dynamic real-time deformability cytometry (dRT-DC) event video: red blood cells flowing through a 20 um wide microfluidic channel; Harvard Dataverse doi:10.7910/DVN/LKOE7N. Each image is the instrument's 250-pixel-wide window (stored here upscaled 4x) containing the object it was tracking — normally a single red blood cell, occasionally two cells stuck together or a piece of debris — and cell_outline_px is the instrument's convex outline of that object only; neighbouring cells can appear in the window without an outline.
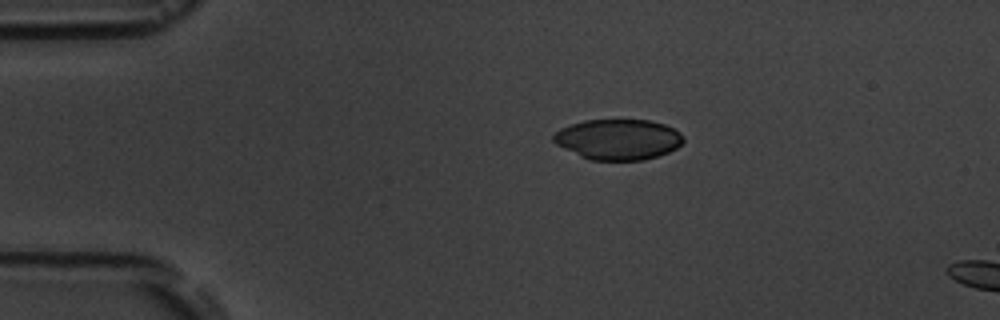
{"species": "common noctule bat (a hibernating species)", "species_latin": "Nyctalus noctula", "temperature_condition": "room temperature", "stored_images_in_passage": 6, "segment_of_instrument_passage": [2, 2], "camera_frame_rate_fps": 3000, "um_per_image_px": 0.085, "animal": {"sex": "male", "body_mass_g": 19.5, "forearm_length_mm": 54.6}, "frame": {"image": 1, "passage_image": 6, "time_ms": 6.0, "image_size_px": [1000, 320], "cell_outline_px": [[684, 140], [676, 148], [668, 152], [644, 160], [588, 160], [556, 144], [552, 140], [552, 136], [560, 128], [584, 120], [652, 120], [664, 124], [680, 132], [684, 136]], "centroid_in_image_um": [52.54, 11.84], "position_along_channel_um": 32.5, "area_um2": 30.69}}